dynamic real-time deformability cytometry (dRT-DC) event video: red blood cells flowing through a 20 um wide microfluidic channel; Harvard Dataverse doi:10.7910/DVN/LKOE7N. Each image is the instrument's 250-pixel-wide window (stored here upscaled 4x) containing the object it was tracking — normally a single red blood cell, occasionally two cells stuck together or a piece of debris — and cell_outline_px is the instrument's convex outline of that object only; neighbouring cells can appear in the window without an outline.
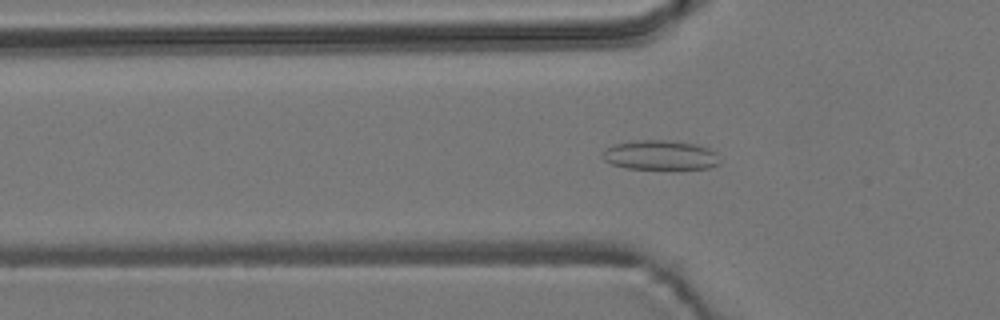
{"species": "common noctule bat (a hibernating species)", "species_latin": "Nyctalus noctula", "temperature_condition": "room temperature", "stored_images_in_passage": 55, "camera_frame_rate_fps": 3000, "um_per_image_px": 0.085, "animal": {"sex": "male", "body_mass_g": 19.2, "forearm_length_mm": 51.8}, "frame": {"image": 1, "passage_image": 18, "time_ms": 5.667, "image_size_px": [1000, 320], "cell_outline_px": [[720, 164], [708, 168], [628, 168], [612, 164], [604, 160], [600, 156], [604, 148], [616, 144], [632, 140], [664, 140], [696, 144], [708, 148], [716, 152], [720, 160]], "centroid_in_image_um": [56.1, 13.17], "position_along_channel_um": 69.7, "area_um2": 20.11}}
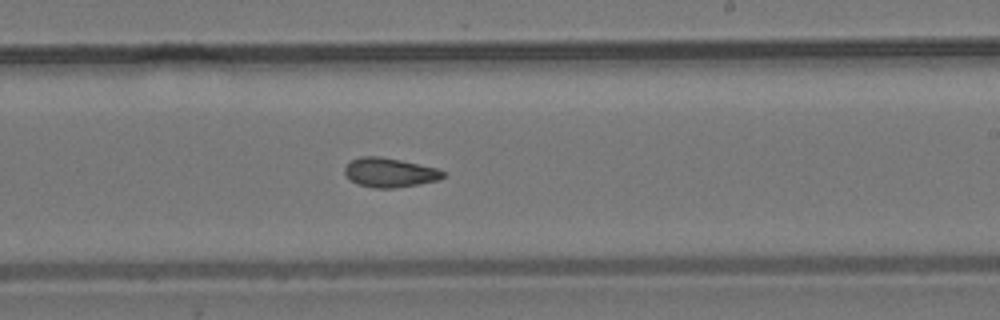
{"frame": {"image": 2, "passage_image": 33, "time_ms": 10.667, "image_size_px": [1000, 320], "cell_outline_px": [[444, 176], [440, 180], [392, 188], [372, 188], [356, 184], [344, 172], [344, 168], [352, 160], [360, 156], [380, 156], [400, 160], [436, 168], [444, 172]], "centroid_in_image_um": [33.1, 14.67], "position_along_channel_um": 255.9, "area_um2": 16.59}}
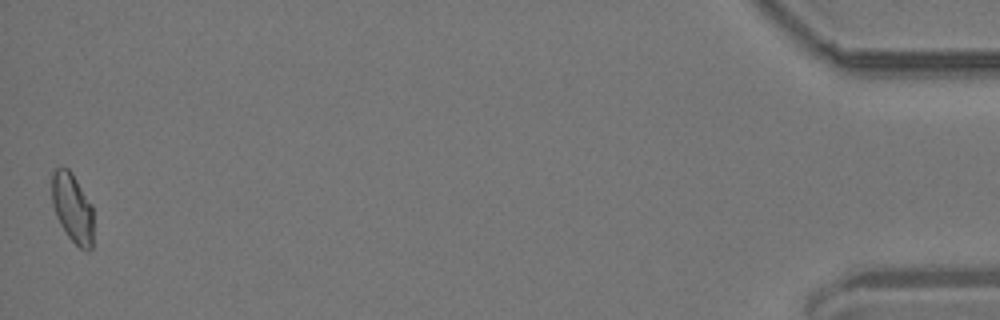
{"frame": {"image": 3, "passage_image": 55, "time_ms": 18.0, "image_size_px": [1000, 320], "cell_outline_px": [[92, 248], [88, 252], [80, 248], [68, 236], [60, 224], [56, 216], [52, 204], [52, 172], [56, 168], [68, 168], [72, 172], [92, 204]], "centroid_in_image_um": [6.16, 17.67], "position_along_channel_um": 429.0, "area_um2": 16.82}, "authors_computed_cell_mechanics": {"area_um2": 17.1088, "velocity_mm_per_s": 3.7083, "shape_relaxation_time_tau1_ms": null, "shape_relaxation_time_tau2_ms": 2.932, "deformation_change_tau1": null, "deformation_change_tau2": 0.0802}}